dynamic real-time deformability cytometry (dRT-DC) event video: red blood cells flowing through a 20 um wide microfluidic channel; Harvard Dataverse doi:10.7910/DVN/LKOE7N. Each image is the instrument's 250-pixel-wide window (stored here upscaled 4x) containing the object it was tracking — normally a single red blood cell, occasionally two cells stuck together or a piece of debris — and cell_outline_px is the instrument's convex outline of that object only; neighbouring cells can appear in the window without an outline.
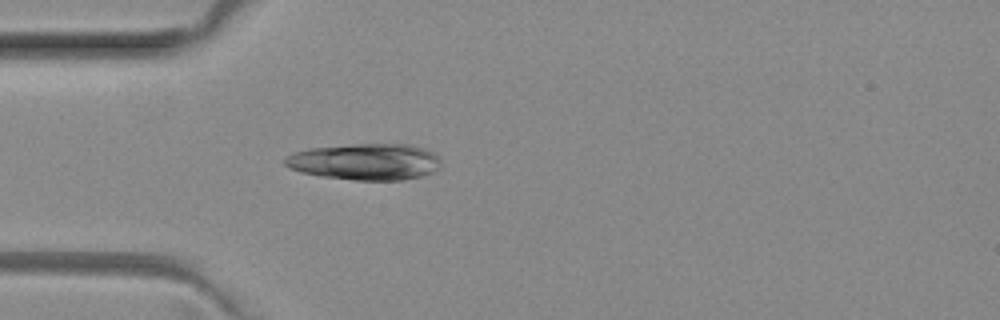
{"species": "common noctule bat (a hibernating species)", "species_latin": "Nyctalus noctula", "temperature_condition": "room temperature", "stored_images_in_passage": 4, "camera_frame_rate_fps": 3000, "um_per_image_px": 0.085, "animal": {"sex": "female", "body_mass_g": 29.2, "forearm_length_mm": 56.3}, "frame": {"image": 1, "passage_image": 4, "time_ms": 1.0, "image_size_px": [1000, 320], "cell_outline_px": [[440, 168], [432, 172], [420, 176], [404, 180], [356, 180], [320, 176], [300, 172], [288, 168], [284, 164], [284, 160], [292, 152], [308, 148], [356, 144], [408, 144], [424, 148], [432, 152], [440, 160]], "centroid_in_image_um": [31.02, 13.75], "position_along_channel_um": 54.0, "area_um2": 33.23}}